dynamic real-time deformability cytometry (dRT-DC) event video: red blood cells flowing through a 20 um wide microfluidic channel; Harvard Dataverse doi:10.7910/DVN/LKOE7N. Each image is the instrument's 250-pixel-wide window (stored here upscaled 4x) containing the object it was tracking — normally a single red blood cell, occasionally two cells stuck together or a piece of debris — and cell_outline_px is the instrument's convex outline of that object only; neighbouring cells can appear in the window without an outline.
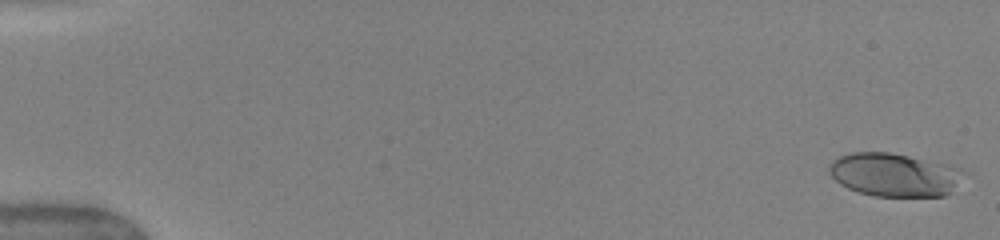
{"species": "human", "species_latin": "Homo sapiens", "temperature_condition": "warm", "stored_images_in_passage": 40, "camera_frame_rate_fps": 3000, "um_per_image_px": 0.085, "donor": {"sex": "female"}, "frame": {"image": 1, "passage_image": 1, "time_ms": 0.0, "image_size_px": [1000, 240], "cell_outline_px": [[964, 168], [952, 192], [944, 196], [872, 196], [848, 188], [840, 184], [828, 172], [828, 164], [832, 160], [848, 152], [888, 152], [948, 164]], "centroid_in_image_um": [75.98, 14.85], "position_along_channel_um": 9.0, "area_um2": 33.93}}
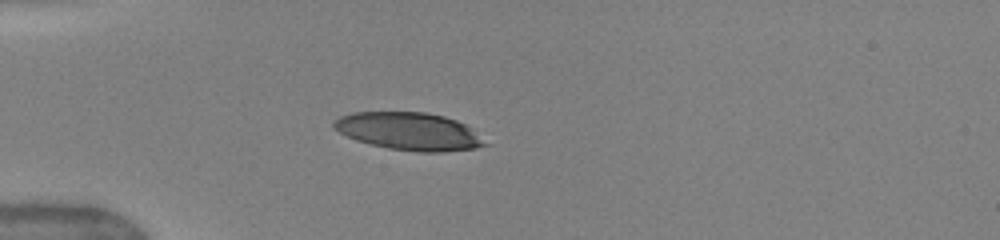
{"frame": {"image": 2, "passage_image": 18, "time_ms": 4.667, "image_size_px": [1000, 240], "cell_outline_px": [[488, 144], [476, 148], [440, 152], [420, 152], [388, 148], [356, 140], [332, 128], [332, 120], [340, 116], [352, 112], [424, 112], [444, 116], [456, 120], [472, 128]], "centroid_in_image_um": [34.75, 11.15], "position_along_channel_um": 50.3, "area_um2": 33.12}}